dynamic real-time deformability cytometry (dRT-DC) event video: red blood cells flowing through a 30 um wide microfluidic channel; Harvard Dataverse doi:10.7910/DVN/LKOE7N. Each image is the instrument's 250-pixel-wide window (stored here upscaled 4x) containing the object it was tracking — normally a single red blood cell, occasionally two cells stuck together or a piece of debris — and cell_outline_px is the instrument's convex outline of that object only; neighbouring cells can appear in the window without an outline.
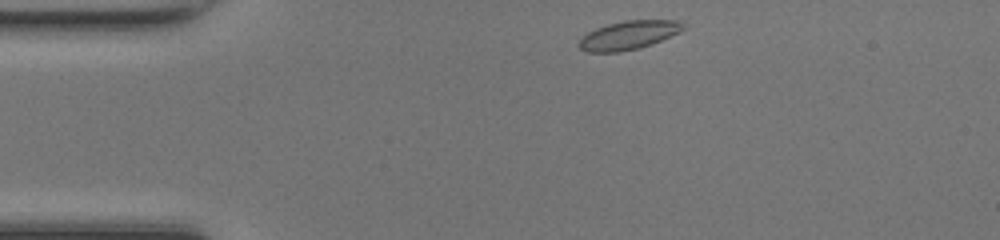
{"species": "common noctule bat (a hibernating species)", "species_latin": "Nyctalus noctula", "temperature_condition": "room temperature", "stored_images_in_passage": 41, "camera_frame_rate_fps": 3000, "um_per_image_px": 0.085, "animal": {"sex": "female", "body_mass_g": 17.0, "forearm_length_mm": 48.0}, "frame": {"image": 1, "passage_image": 1, "time_ms": 0.0, "image_size_px": [1000, 240], "cell_outline_px": [[688, 28], [680, 32], [652, 44], [640, 48], [620, 52], [588, 52], [580, 48], [576, 44], [588, 32], [596, 28], [608, 24], [624, 20], [684, 20]], "centroid_in_image_um": [53.5, 2.98], "position_along_channel_um": 31.5, "area_um2": 17.69}}
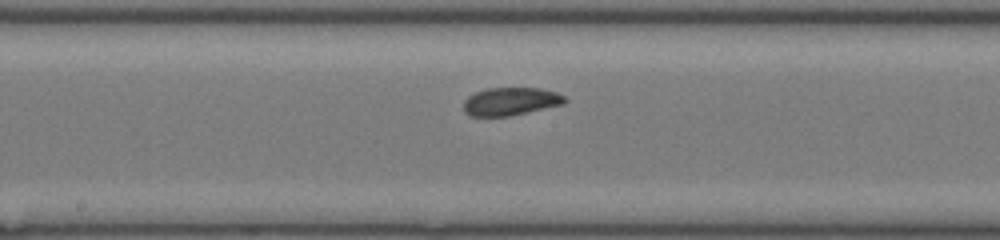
{"frame": {"image": 2, "passage_image": 17, "time_ms": 5.333, "image_size_px": [1000, 240], "cell_outline_px": [[568, 100], [564, 104], [508, 116], [468, 116], [464, 112], [464, 100], [468, 96], [476, 92], [488, 88], [540, 88], [556, 92], [564, 96]], "centroid_in_image_um": [43.39, 8.62], "position_along_channel_um": 204.8, "area_um2": 16.47}}
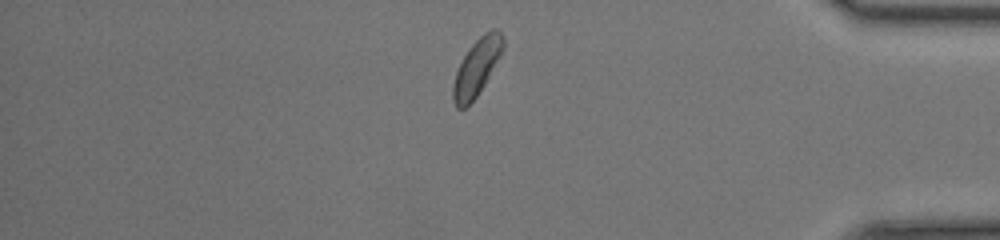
{"frame": {"image": 3, "passage_image": 33, "time_ms": 10.667, "image_size_px": [1000, 240], "cell_outline_px": [[504, 48], [484, 84], [476, 96], [464, 108], [456, 108], [452, 100], [452, 84], [456, 72], [468, 48], [484, 32], [492, 28], [496, 28], [500, 32], [504, 40]], "centroid_in_image_um": [40.51, 5.7], "position_along_channel_um": 394.7, "area_um2": 16.3}, "authors_computed_cell_mechanics": {"area_um2": 16.473, "velocity_mm_per_s": 4.1892, "shape_relaxation_time_tau1_ms": 1.6574, "shape_relaxation_time_tau2_ms": null, "deformation_change_tau1": 0.061, "deformation_change_tau2": null}}